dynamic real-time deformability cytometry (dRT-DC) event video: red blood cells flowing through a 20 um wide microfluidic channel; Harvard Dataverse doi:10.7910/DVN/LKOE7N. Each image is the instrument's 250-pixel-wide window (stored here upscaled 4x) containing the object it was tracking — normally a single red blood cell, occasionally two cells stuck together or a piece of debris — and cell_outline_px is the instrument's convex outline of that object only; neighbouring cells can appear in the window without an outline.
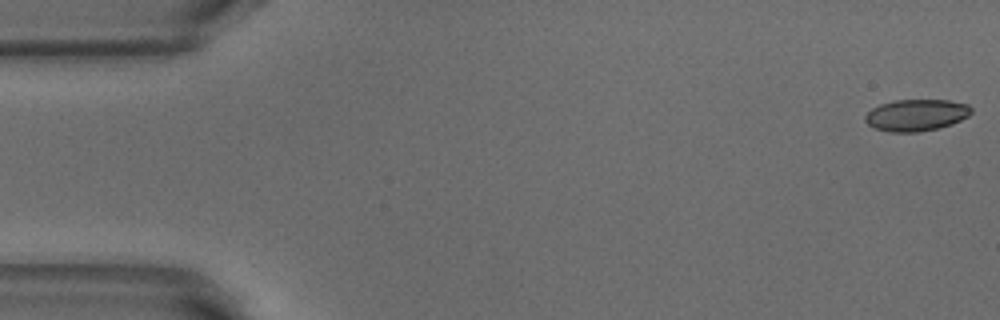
{"species": "common noctule bat (a hibernating species)", "species_latin": "Nyctalus noctula", "temperature_condition": "warm", "stored_images_in_passage": 52, "camera_frame_rate_fps": 3000, "um_per_image_px": 0.085, "animal": {"sex": "male", "body_mass_g": 18.8}, "frame": {"image": 1, "passage_image": 1, "time_ms": 0.0, "image_size_px": [1000, 320], "cell_outline_px": [[972, 112], [968, 116], [952, 124], [920, 132], [892, 132], [872, 128], [864, 120], [864, 116], [872, 108], [880, 104], [896, 100], [948, 100], [968, 104], [972, 108]], "centroid_in_image_um": [77.87, 9.78], "position_along_channel_um": 7.1, "area_um2": 19.65}}
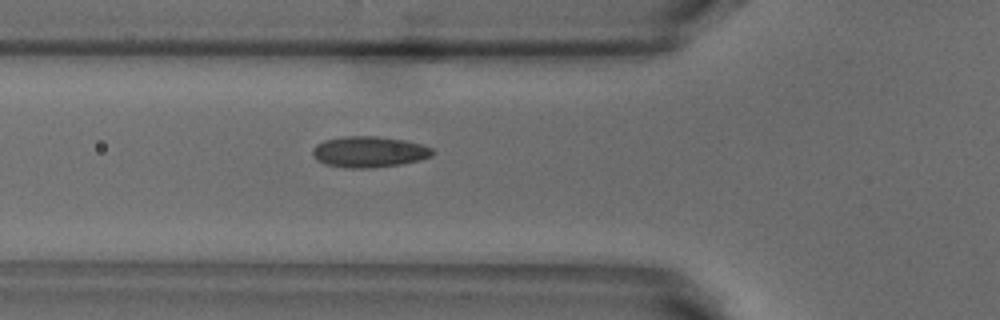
{"frame": {"image": 2, "passage_image": 18, "time_ms": 5.667, "image_size_px": [1000, 320], "cell_outline_px": [[436, 152], [432, 156], [420, 160], [400, 164], [372, 168], [348, 168], [324, 164], [316, 160], [312, 152], [312, 148], [316, 144], [324, 140], [344, 136], [380, 136], [404, 140], [420, 144], [432, 148]], "centroid_in_image_um": [31.36, 12.9], "position_along_channel_um": 94.4, "area_um2": 21.85}}
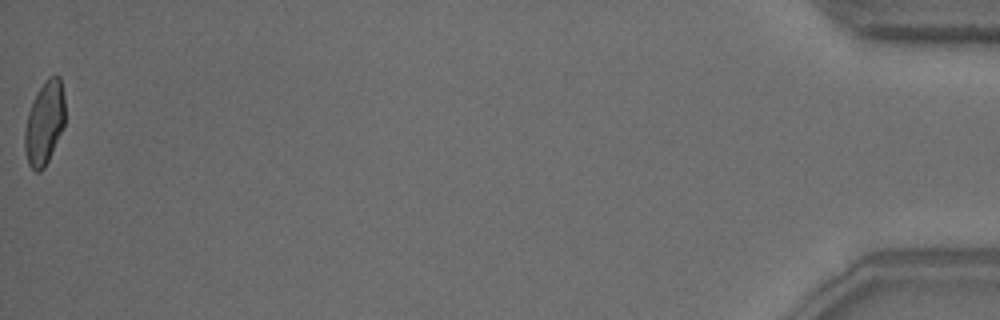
{"frame": {"image": 3, "passage_image": 52, "time_ms": 17.0, "image_size_px": [1000, 320], "cell_outline_px": [[64, 128], [44, 168], [40, 172], [36, 172], [28, 164], [24, 148], [24, 132], [28, 112], [32, 100], [44, 80], [48, 76], [60, 76], [64, 96]], "centroid_in_image_um": [3.77, 10.44], "position_along_channel_um": 431.4, "area_um2": 19.77}, "authors_computed_cell_mechanics": {"area_um2": 20.4901, "velocity_mm_per_s": 3.8675, "shape_relaxation_time_tau1_ms": 6.8738, "shape_relaxation_time_tau2_ms": 0.8721, "deformation_change_tau1": 0.1753, "deformation_change_tau2": 0.0693}}